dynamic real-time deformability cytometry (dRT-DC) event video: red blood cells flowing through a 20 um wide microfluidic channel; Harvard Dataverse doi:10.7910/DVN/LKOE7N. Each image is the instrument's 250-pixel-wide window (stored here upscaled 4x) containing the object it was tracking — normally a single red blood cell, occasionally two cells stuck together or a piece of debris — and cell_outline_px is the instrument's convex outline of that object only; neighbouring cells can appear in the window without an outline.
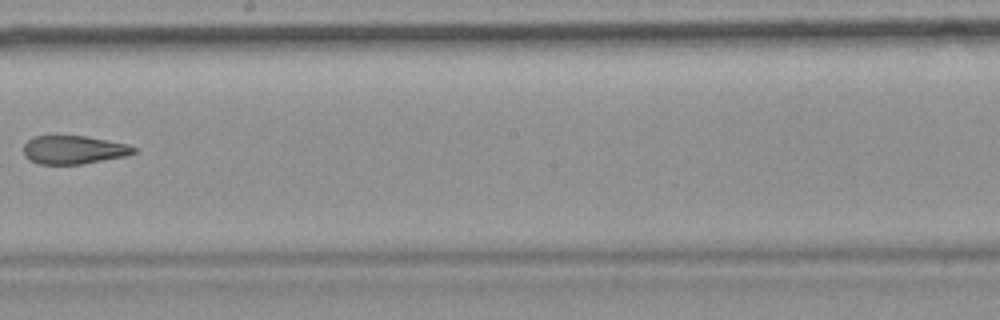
{"species": "common noctule bat (a hibernating species)", "species_latin": "Nyctalus noctula", "temperature_condition": "room temperature", "stored_images_in_passage": 6, "camera_frame_rate_fps": 3000, "um_per_image_px": 0.085, "animal": {"sex": "female", "body_mass_g": 19.9}, "frame": {"image": 1, "passage_image": 6, "time_ms": 5.667, "image_size_px": [1000, 320], "cell_outline_px": [[136, 152], [124, 156], [80, 164], [40, 164], [24, 156], [24, 144], [32, 136], [88, 136], [128, 144], [136, 148]], "centroid_in_image_um": [6.26, 12.72], "position_along_channel_um": 241.9, "area_um2": 18.09}}